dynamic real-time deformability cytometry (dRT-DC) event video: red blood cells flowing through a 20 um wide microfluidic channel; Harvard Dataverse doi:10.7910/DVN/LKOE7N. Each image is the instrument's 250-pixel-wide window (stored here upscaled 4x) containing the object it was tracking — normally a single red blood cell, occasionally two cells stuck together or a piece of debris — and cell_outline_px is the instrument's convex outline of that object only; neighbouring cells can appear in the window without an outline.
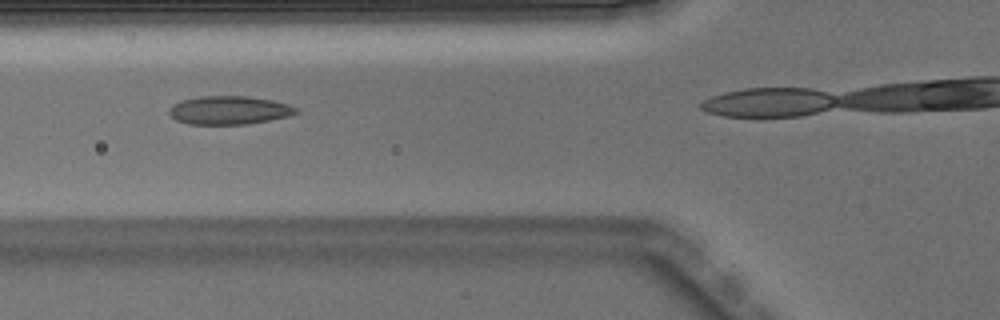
{"species": "Egyptian fruit bat (a non-hibernating species)", "species_latin": "Rousettus aegyptiacus", "temperature_condition": "warm", "stored_images_in_passage": 6, "camera_frame_rate_fps": 3000, "um_per_image_px": 0.085, "animal": {"sex": "male"}, "frame": {"image": 1, "passage_image": 3, "time_ms": 0.667, "image_size_px": [1000, 320], "cell_outline_px": [[300, 112], [288, 116], [248, 124], [188, 124], [176, 120], [168, 112], [168, 108], [172, 104], [180, 100], [200, 96], [248, 96], [272, 100], [288, 104], [296, 108]], "centroid_in_image_um": [19.44, 9.36], "position_along_channel_um": 106.4, "area_um2": 21.1}}